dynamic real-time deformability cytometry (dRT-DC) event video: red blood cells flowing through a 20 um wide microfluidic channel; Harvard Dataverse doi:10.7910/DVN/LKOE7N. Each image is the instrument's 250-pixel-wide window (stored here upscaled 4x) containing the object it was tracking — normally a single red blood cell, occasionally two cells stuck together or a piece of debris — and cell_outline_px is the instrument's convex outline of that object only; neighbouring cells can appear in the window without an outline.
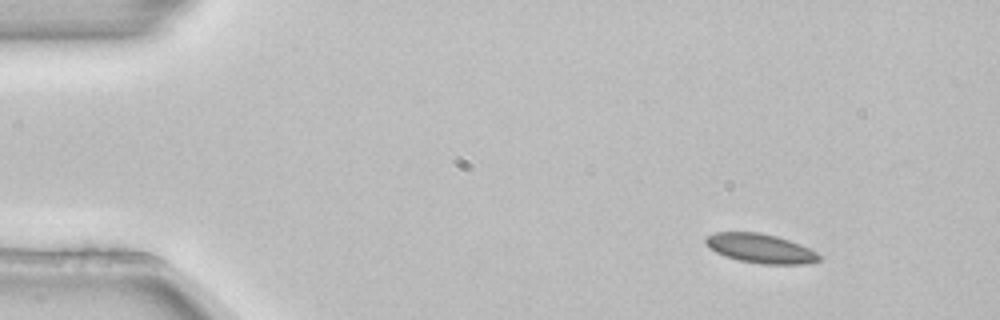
{"species": "common noctule bat (a hibernating species)", "species_latin": "Nyctalus noctula", "temperature_condition": "room temperature", "stored_images_in_passage": 3, "camera_frame_rate_fps": 3000, "um_per_image_px": 0.085, "animal": {"sex": "female", "body_mass_g": 22.7, "forearm_length_mm": 54.2}, "frame": {"image": 1, "passage_image": 1, "time_ms": 0.0, "image_size_px": [1000, 320], "cell_outline_px": [[824, 256], [820, 260], [804, 264], [764, 264], [740, 260], [724, 256], [708, 248], [704, 240], [704, 236], [716, 232], [760, 232], [776, 236], [800, 244]], "centroid_in_image_um": [64.62, 21.11], "position_along_channel_um": 20.4, "area_um2": 19.42}}
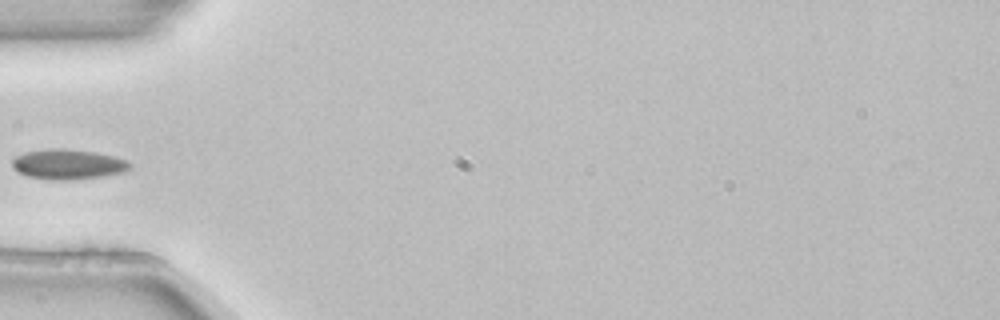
{"frame": {"image": 2, "passage_image": 3, "time_ms": 0.667, "image_size_px": [1000, 320], "cell_outline_px": [[132, 168], [124, 172], [100, 176], [68, 180], [52, 180], [28, 176], [12, 168], [12, 160], [16, 156], [24, 152], [48, 148], [56, 148], [96, 152], [116, 156], [128, 160], [132, 164]], "centroid_in_image_um": [5.81, 13.95], "position_along_channel_um": 79.2, "area_um2": 20.69}}